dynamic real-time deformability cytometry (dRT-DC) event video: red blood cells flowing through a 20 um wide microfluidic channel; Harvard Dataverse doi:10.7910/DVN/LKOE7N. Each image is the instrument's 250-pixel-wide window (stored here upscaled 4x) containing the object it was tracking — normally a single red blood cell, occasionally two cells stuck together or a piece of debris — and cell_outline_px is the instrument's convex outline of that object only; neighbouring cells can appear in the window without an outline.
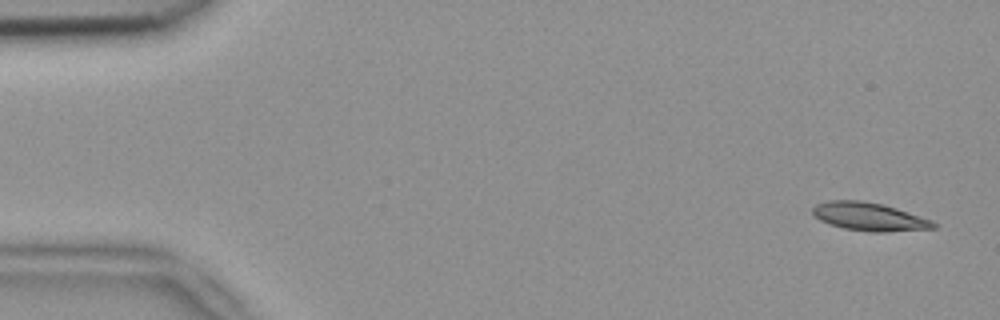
{"species": "common noctule bat (a hibernating species)", "species_latin": "Nyctalus noctula", "temperature_condition": "room temperature", "stored_images_in_passage": 7, "camera_frame_rate_fps": 3000, "um_per_image_px": 0.085, "animal": {"sex": "female", "body_mass_g": 18.4}, "frame": {"image": 1, "passage_image": 1, "time_ms": 0.0, "image_size_px": [1000, 320], "cell_outline_px": [[936, 228], [884, 232], [872, 232], [844, 228], [820, 220], [812, 212], [812, 208], [816, 204], [828, 200], [860, 200], [884, 204], [932, 220], [936, 224]], "centroid_in_image_um": [73.89, 18.41], "position_along_channel_um": 11.1, "area_um2": 19.71}}
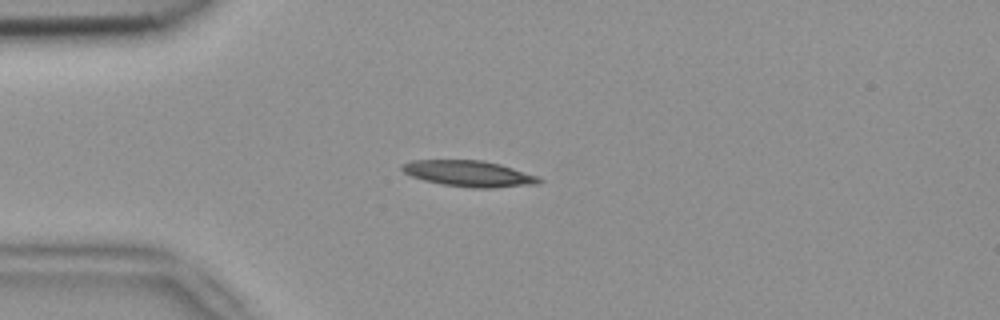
{"frame": {"image": 2, "passage_image": 3, "time_ms": 0.667, "image_size_px": [1000, 320], "cell_outline_px": [[544, 180], [536, 184], [492, 188], [472, 188], [440, 184], [424, 180], [412, 176], [404, 172], [400, 168], [400, 164], [412, 160], [480, 160], [500, 164], [540, 176]], "centroid_in_image_um": [39.87, 14.76], "position_along_channel_um": 45.1, "area_um2": 20.92}}
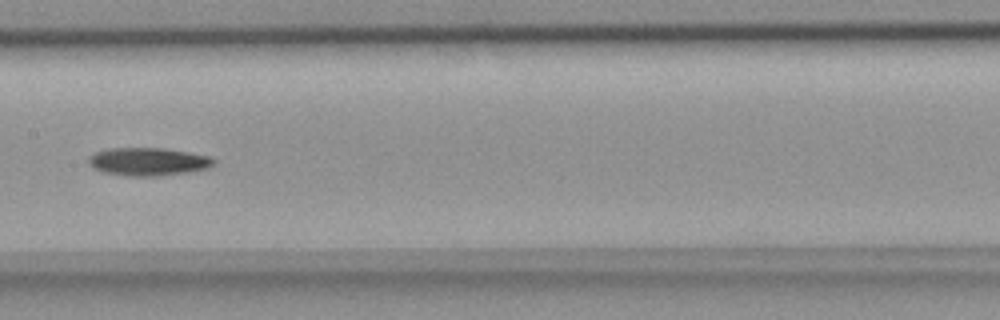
{"frame": {"image": 3, "passage_image": 7, "time_ms": 2.0, "image_size_px": [1000, 320], "cell_outline_px": [[216, 160], [208, 168], [188, 172], [160, 176], [128, 176], [104, 172], [92, 168], [88, 164], [88, 156], [96, 152], [108, 148], [164, 148], [188, 152], [208, 156]], "centroid_in_image_um": [12.55, 13.74], "position_along_channel_um": 194.8, "area_um2": 20.46}}